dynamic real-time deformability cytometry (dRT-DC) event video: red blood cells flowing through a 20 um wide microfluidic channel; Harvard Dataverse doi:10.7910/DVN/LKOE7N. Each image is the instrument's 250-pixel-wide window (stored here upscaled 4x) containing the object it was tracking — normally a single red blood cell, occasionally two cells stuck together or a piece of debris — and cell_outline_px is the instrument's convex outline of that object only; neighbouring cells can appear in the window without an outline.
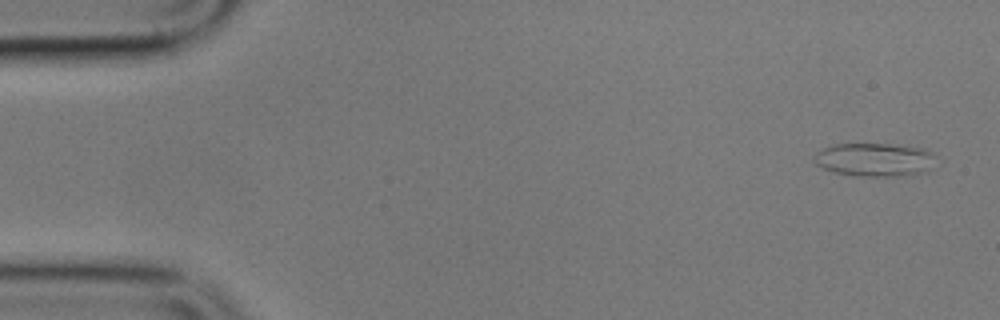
{"species": "common noctule bat (a hibernating species)", "species_latin": "Nyctalus noctula", "temperature_condition": "cold", "stored_images_in_passage": 5, "camera_frame_rate_fps": 3000, "um_per_image_px": 0.085, "animal": {"sex": "male", "body_mass_g": 17.9}, "frame": {"image": 1, "passage_image": 1, "time_ms": 0.0, "image_size_px": [1000, 320], "cell_outline_px": [[928, 156], [924, 168], [920, 172], [904, 176], [852, 176], [836, 172], [824, 168], [816, 164], [812, 160], [824, 148], [836, 144], [888, 144], [928, 148]], "centroid_in_image_um": [74.19, 13.57], "position_along_channel_um": 10.8, "area_um2": 22.66}}